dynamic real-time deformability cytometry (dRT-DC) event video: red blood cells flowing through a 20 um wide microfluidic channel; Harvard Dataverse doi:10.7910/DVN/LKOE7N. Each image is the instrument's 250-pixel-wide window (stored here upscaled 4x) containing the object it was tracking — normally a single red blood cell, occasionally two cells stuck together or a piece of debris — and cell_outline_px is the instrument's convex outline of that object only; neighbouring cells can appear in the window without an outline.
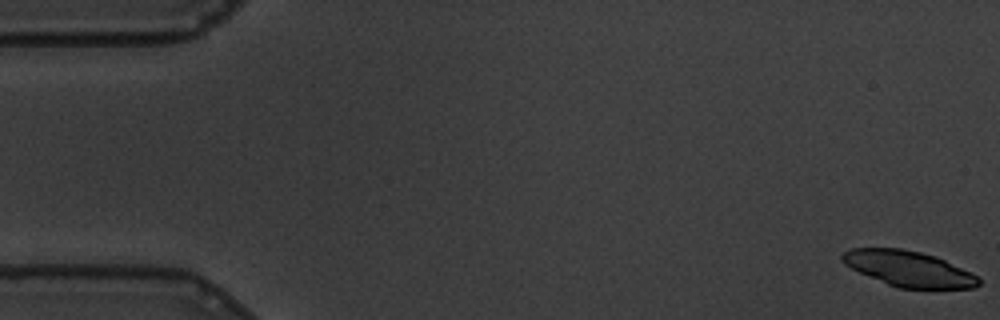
{"species": "common noctule bat (a hibernating species)", "species_latin": "Nyctalus noctula", "temperature_condition": "warm", "stored_images_in_passage": 58, "camera_frame_rate_fps": 3000, "um_per_image_px": 0.085, "animal": {"sex": "male", "body_mass_g": 19.5, "forearm_length_mm": 54.6}, "frame": {"image": 1, "passage_image": 1, "time_ms": 0.0, "image_size_px": [1000, 320], "cell_outline_px": [[980, 284], [972, 288], [900, 288], [888, 284], [868, 276], [844, 264], [840, 260], [840, 256], [844, 252], [852, 248], [900, 248], [920, 252], [936, 256], [976, 276], [980, 280]], "centroid_in_image_um": [77.18, 22.83], "position_along_channel_um": 7.8, "area_um2": 27.8}}
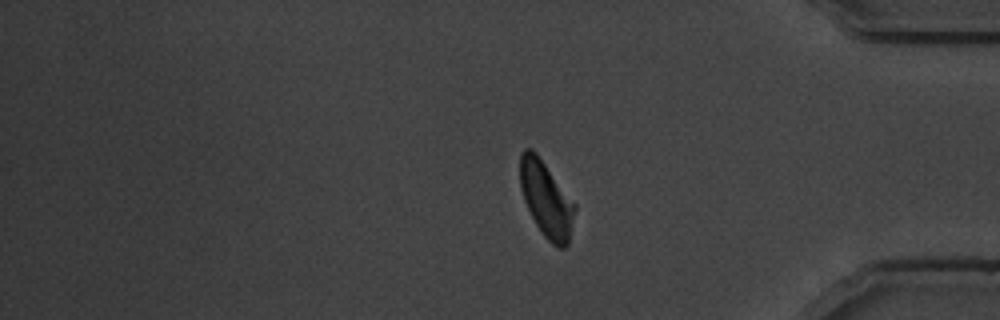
{"frame": {"image": 2, "passage_image": 58, "time_ms": 19.0, "image_size_px": [1000, 320], "cell_outline_px": [[576, 208], [568, 244], [564, 248], [556, 248], [544, 236], [536, 224], [524, 200], [520, 188], [520, 156], [524, 148], [532, 148], [536, 152], [576, 204]], "centroid_in_image_um": [46.44, 16.94], "position_along_channel_um": 388.8, "area_um2": 24.04}}